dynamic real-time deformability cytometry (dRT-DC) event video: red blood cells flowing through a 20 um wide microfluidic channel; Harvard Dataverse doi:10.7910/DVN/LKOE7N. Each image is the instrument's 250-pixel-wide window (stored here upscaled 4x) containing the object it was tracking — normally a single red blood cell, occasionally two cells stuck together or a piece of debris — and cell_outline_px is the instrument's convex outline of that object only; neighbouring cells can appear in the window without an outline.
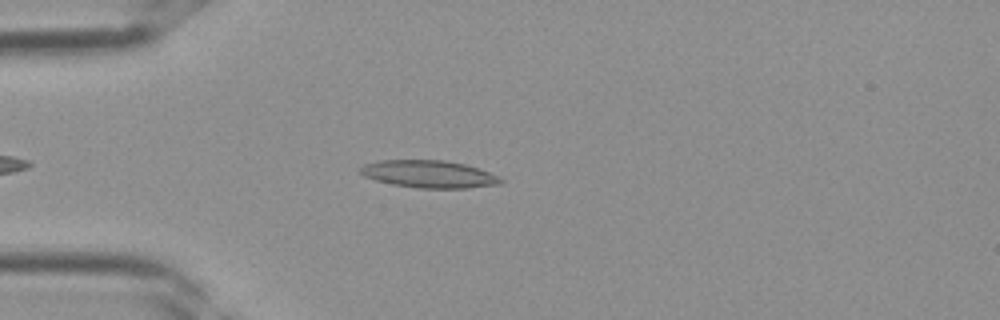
{"species": "Egyptian fruit bat (a non-hibernating species)", "species_latin": "Rousettus aegyptiacus", "temperature_condition": "room temperature", "stored_images_in_passage": 32, "camera_frame_rate_fps": 3000, "um_per_image_px": 0.085, "frame": {"image": 1, "passage_image": 5, "time_ms": 1.333, "image_size_px": [1000, 320], "cell_outline_px": [[504, 180], [500, 184], [468, 188], [416, 188], [392, 184], [376, 180], [364, 176], [360, 172], [360, 168], [364, 164], [380, 160], [444, 160], [464, 164], [500, 176]], "centroid_in_image_um": [36.46, 14.8], "position_along_channel_um": 48.5, "area_um2": 22.37}}
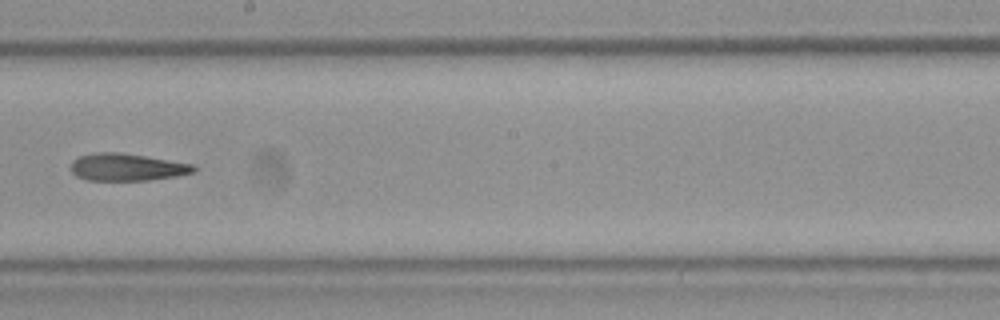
{"frame": {"image": 2, "passage_image": 16, "time_ms": 5.0, "image_size_px": [1000, 320], "cell_outline_px": [[196, 172], [176, 176], [148, 180], [88, 180], [76, 176], [72, 172], [72, 160], [80, 156], [92, 152], [120, 152], [196, 164]], "centroid_in_image_um": [10.82, 14.2], "position_along_channel_um": 237.4, "area_um2": 19.65}}
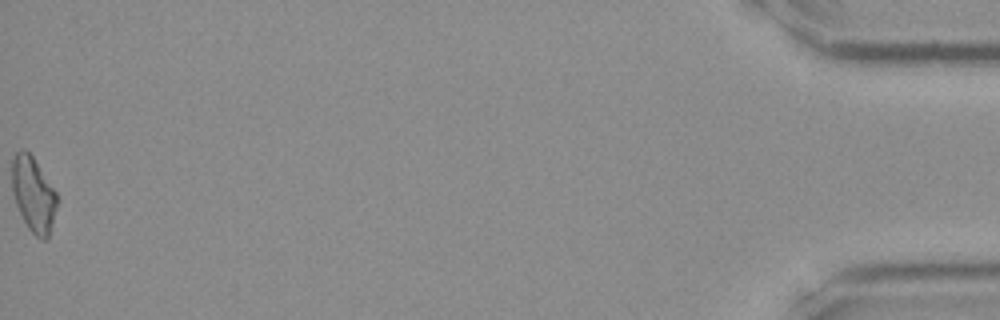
{"frame": {"image": 3, "passage_image": 32, "time_ms": 10.333, "image_size_px": [1000, 320], "cell_outline_px": [[60, 200], [48, 240], [44, 240], [36, 236], [28, 228], [16, 204], [12, 192], [12, 156], [20, 148], [24, 148], [32, 156], [56, 192]], "centroid_in_image_um": [2.86, 16.53], "position_along_channel_um": 432.3, "area_um2": 19.94}}